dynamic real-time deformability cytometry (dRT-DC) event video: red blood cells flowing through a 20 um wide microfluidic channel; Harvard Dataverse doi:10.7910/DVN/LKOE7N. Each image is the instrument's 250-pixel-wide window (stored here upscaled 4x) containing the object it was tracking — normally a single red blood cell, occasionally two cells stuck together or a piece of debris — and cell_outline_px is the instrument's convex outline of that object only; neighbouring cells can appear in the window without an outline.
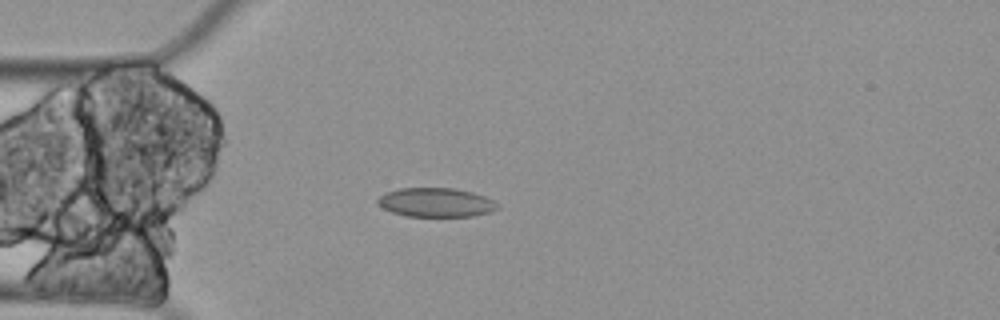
{"species": "Egyptian fruit bat (a non-hibernating species)", "species_latin": "Rousettus aegyptiacus", "temperature_condition": "cold", "stored_images_in_passage": 4, "camera_frame_rate_fps": 3000, "um_per_image_px": 0.085, "animal": {"sex": "female"}, "frame": {"image": 1, "passage_image": 4, "time_ms": 1.0, "image_size_px": [1000, 320], "cell_outline_px": [[500, 208], [488, 212], [472, 216], [404, 216], [392, 212], [384, 208], [376, 200], [380, 196], [388, 192], [400, 188], [456, 188], [472, 192], [484, 196], [492, 200]], "centroid_in_image_um": [37.06, 17.2], "position_along_channel_um": 47.9, "area_um2": 20.06}}